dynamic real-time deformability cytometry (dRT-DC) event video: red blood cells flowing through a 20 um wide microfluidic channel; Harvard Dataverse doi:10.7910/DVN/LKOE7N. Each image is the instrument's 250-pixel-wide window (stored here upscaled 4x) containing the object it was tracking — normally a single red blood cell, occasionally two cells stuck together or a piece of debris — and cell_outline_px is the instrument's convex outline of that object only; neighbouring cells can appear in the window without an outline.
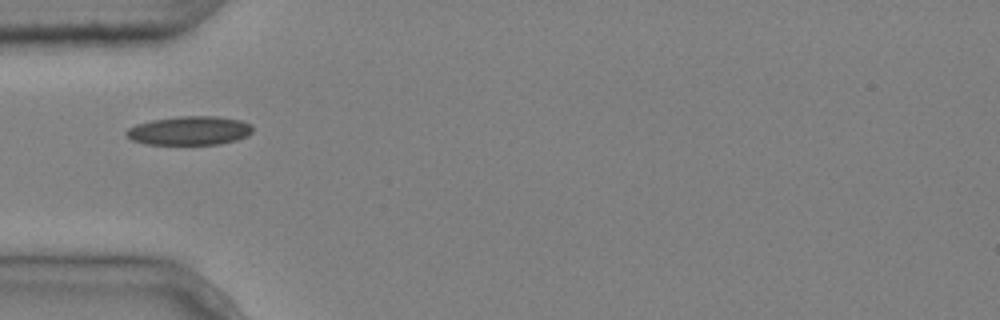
{"species": "common noctule bat (a hibernating species)", "species_latin": "Nyctalus noctula", "temperature_condition": "cold", "stored_images_in_passage": 3, "camera_frame_rate_fps": 3000, "um_per_image_px": 0.085, "animal": {"sex": "male", "body_mass_g": 20.4}, "frame": {"image": 1, "passage_image": 1, "time_ms": 0.0, "image_size_px": [1000, 320], "cell_outline_px": [[252, 132], [248, 136], [236, 140], [220, 144], [144, 144], [132, 140], [124, 132], [128, 128], [136, 124], [152, 120], [180, 116], [216, 116], [240, 120], [252, 124]], "centroid_in_image_um": [16.12, 11.1], "position_along_channel_um": 68.9, "area_um2": 21.27}}